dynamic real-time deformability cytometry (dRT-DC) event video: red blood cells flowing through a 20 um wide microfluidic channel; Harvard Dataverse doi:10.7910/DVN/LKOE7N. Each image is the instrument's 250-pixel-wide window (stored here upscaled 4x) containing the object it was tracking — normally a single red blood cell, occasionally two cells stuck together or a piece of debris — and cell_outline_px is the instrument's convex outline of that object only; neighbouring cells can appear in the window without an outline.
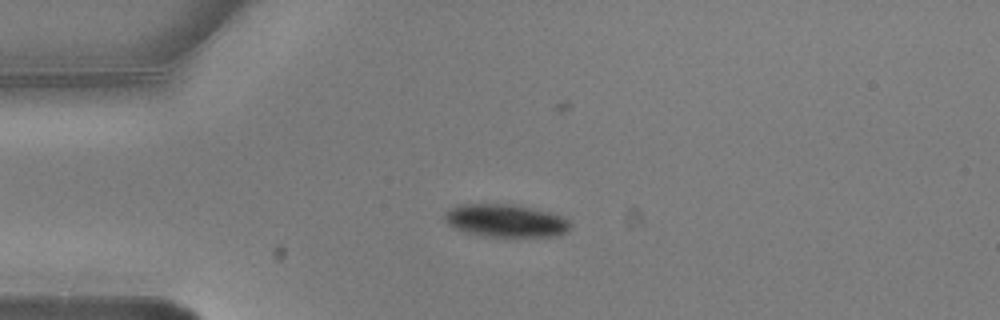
{"species": "common noctule bat (a hibernating species)", "species_latin": "Nyctalus noctula", "temperature_condition": "warm", "stored_images_in_passage": 4, "camera_frame_rate_fps": 3000, "um_per_image_px": 0.085, "animal": {"sex": "male", "body_mass_g": 20.5, "forearm_length_mm": 52.5}, "frame": {"image": 1, "passage_image": 1, "time_ms": 0.0, "image_size_px": [1000, 320], "cell_outline_px": [[572, 228], [568, 232], [556, 236], [484, 236], [468, 232], [456, 228], [448, 224], [444, 220], [444, 212], [456, 204], [512, 204], [548, 212], [564, 216], [572, 224]], "centroid_in_image_um": [43.0, 18.75], "position_along_channel_um": 42.0, "area_um2": 24.04}}
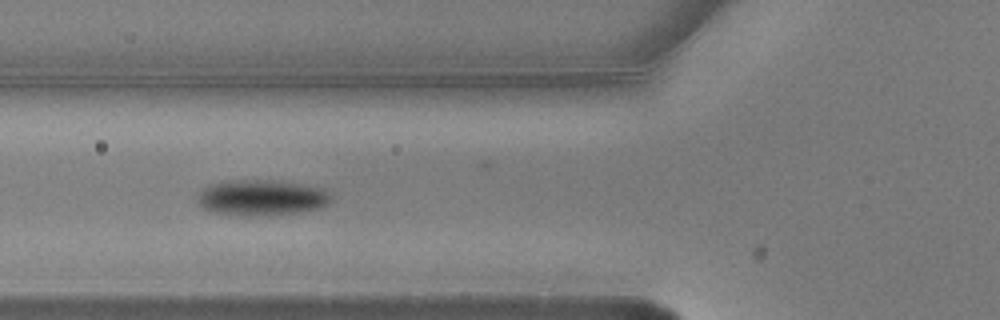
{"frame": {"image": 2, "passage_image": 3, "time_ms": 0.667, "image_size_px": [1000, 320], "cell_outline_px": [[332, 200], [328, 204], [316, 208], [300, 212], [276, 216], [240, 216], [212, 212], [204, 208], [196, 200], [196, 196], [208, 184], [228, 180], [276, 180], [324, 188], [332, 196]], "centroid_in_image_um": [22.22, 16.81], "position_along_channel_um": 103.6, "area_um2": 28.38}}